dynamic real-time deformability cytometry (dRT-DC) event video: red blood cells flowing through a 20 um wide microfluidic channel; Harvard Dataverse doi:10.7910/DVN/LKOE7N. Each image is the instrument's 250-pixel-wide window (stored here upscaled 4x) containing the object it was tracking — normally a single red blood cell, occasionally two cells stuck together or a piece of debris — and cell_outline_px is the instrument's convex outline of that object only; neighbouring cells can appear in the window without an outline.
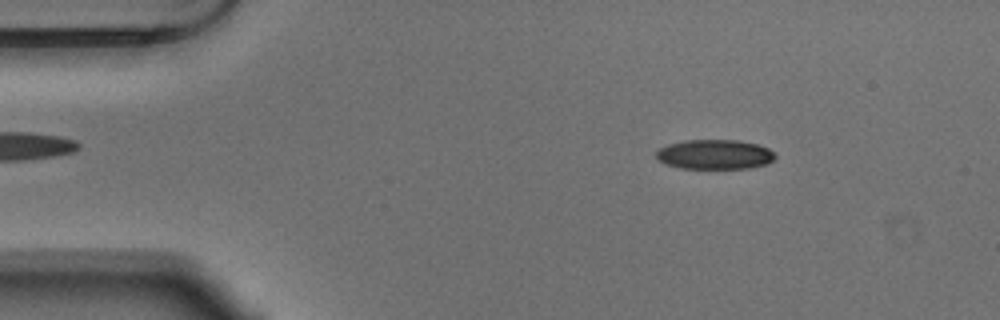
{"species": "Egyptian fruit bat (a non-hibernating species)", "species_latin": "Rousettus aegyptiacus", "temperature_condition": "warm", "stored_images_in_passage": 53, "camera_frame_rate_fps": 3000, "um_per_image_px": 0.085, "animal": {"sex": "male"}, "frame": {"image": 1, "passage_image": 7, "time_ms": 2.0, "image_size_px": [1000, 320], "cell_outline_px": [[776, 156], [768, 164], [748, 168], [680, 168], [664, 164], [656, 160], [656, 152], [660, 148], [668, 144], [688, 140], [736, 140], [756, 144], [768, 148]], "centroid_in_image_um": [60.71, 13.13], "position_along_channel_um": 24.3, "area_um2": 20.52}}
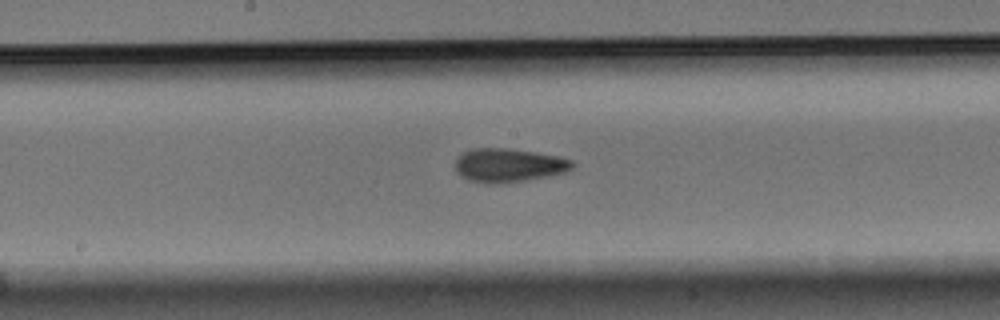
{"frame": {"image": 2, "passage_image": 27, "time_ms": 8.667, "image_size_px": [1000, 320], "cell_outline_px": [[576, 164], [572, 168], [564, 172], [524, 180], [496, 184], [492, 184], [468, 180], [456, 172], [456, 156], [472, 148], [508, 148], [536, 152], [560, 156], [572, 160]], "centroid_in_image_um": [43.22, 14.03], "position_along_channel_um": 205.0, "area_um2": 22.95}}
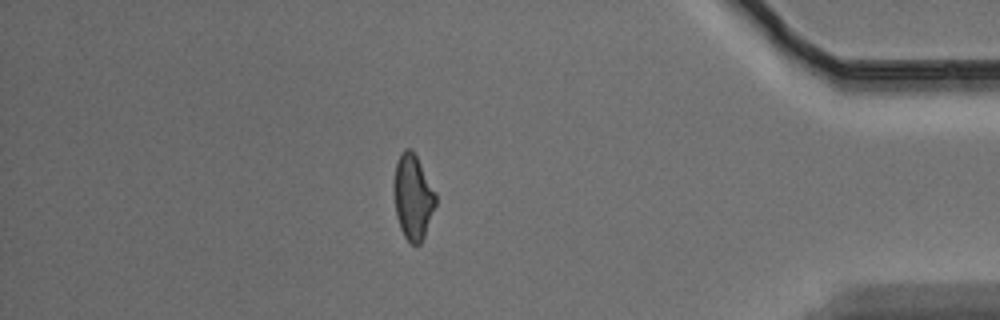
{"frame": {"image": 3, "passage_image": 46, "time_ms": 15.0, "image_size_px": [1000, 320], "cell_outline_px": [[436, 204], [424, 236], [420, 244], [412, 244], [404, 236], [400, 228], [396, 216], [392, 184], [396, 164], [400, 152], [404, 148], [412, 148], [436, 192]], "centroid_in_image_um": [35.08, 16.71], "position_along_channel_um": 400.1, "area_um2": 20.92}, "authors_computed_cell_mechanics": {"area_um2": 21.4438, "velocity_mm_per_s": 3.6872, "shape_relaxation_time_tau1_ms": null, "shape_relaxation_time_tau2_ms": 2.4133, "deformation_change_tau1": null, "deformation_change_tau2": 0.0908}}